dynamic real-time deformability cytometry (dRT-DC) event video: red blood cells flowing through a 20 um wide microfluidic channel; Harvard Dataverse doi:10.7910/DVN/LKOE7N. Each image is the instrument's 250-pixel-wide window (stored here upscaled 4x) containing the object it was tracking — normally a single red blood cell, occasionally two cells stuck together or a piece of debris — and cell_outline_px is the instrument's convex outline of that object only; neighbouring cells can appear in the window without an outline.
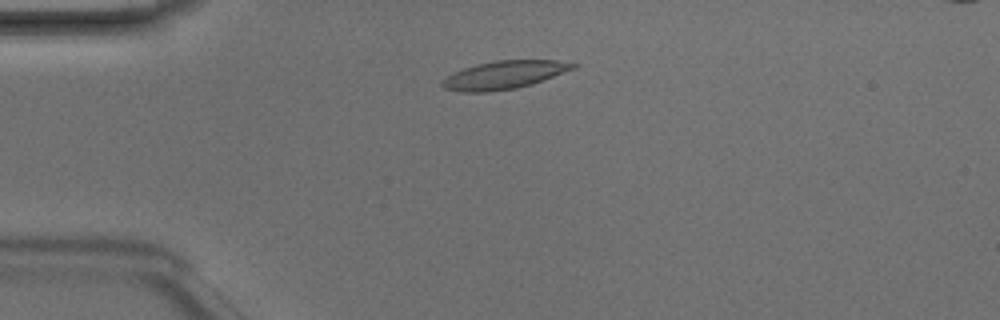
{"species": "Egyptian fruit bat (a non-hibernating species)", "species_latin": "Rousettus aegyptiacus", "temperature_condition": "room temperature", "stored_images_in_passage": 37, "camera_frame_rate_fps": 3000, "um_per_image_px": 0.085, "animal": {"sex": "male"}, "frame": {"image": 1, "passage_image": 1, "time_ms": 0.0, "image_size_px": [1000, 320], "cell_outline_px": [[580, 64], [576, 68], [532, 84], [516, 88], [488, 92], [460, 92], [444, 88], [440, 84], [440, 80], [452, 72], [476, 64], [496, 60], [556, 60]], "centroid_in_image_um": [42.82, 6.37], "position_along_channel_um": 42.2, "area_um2": 21.62}}
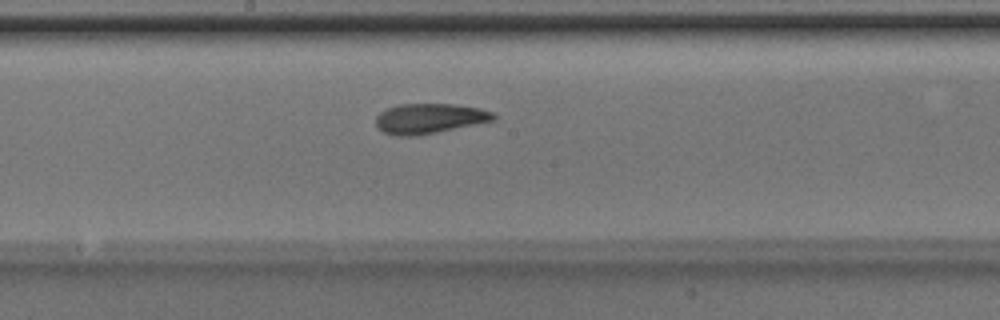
{"frame": {"image": 2, "passage_image": 15, "time_ms": 4.667, "image_size_px": [1000, 320], "cell_outline_px": [[496, 120], [416, 136], [396, 136], [384, 132], [376, 128], [376, 116], [380, 112], [388, 108], [400, 104], [456, 104], [480, 108], [492, 112], [496, 116]], "centroid_in_image_um": [36.49, 10.07], "position_along_channel_um": 211.7, "area_um2": 20.63}}
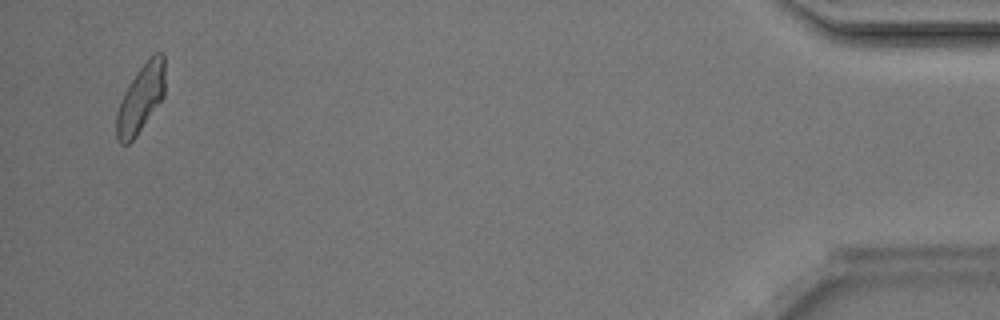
{"frame": {"image": 3, "passage_image": 36, "time_ms": 11.667, "image_size_px": [1000, 320], "cell_outline_px": [[164, 96], [136, 136], [128, 144], [120, 144], [116, 136], [116, 116], [120, 100], [124, 92], [136, 72], [156, 52], [164, 52]], "centroid_in_image_um": [11.95, 8.39], "position_along_channel_um": 423.2, "area_um2": 18.96}, "authors_computed_cell_mechanics": {"area_um2": 19.7676, "velocity_mm_per_s": 4.1815, "shape_relaxation_time_tau1_ms": 4.3571, "shape_relaxation_time_tau2_ms": 2.174, "deformation_change_tau1": 0.1693, "deformation_change_tau2": 0.0912}}